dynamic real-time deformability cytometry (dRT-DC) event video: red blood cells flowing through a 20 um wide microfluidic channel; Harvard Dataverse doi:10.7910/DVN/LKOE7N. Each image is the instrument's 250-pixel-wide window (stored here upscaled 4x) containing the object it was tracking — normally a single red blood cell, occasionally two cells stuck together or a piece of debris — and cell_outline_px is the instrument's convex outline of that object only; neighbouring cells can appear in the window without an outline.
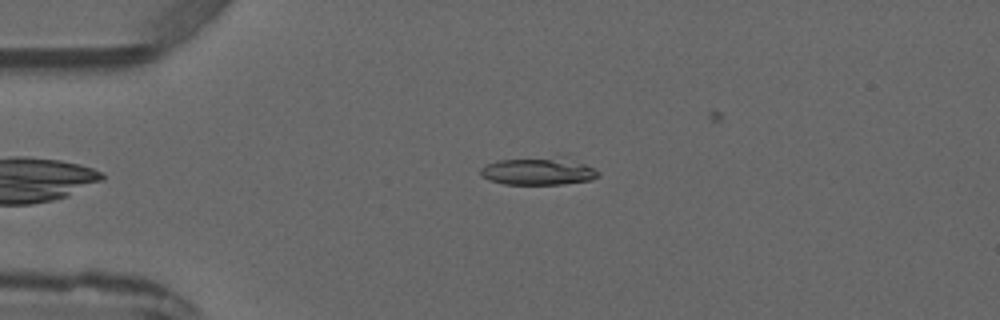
{"species": "common noctule bat (a hibernating species)", "species_latin": "Nyctalus noctula", "temperature_condition": "warm", "stored_images_in_passage": 3, "camera_frame_rate_fps": 3000, "um_per_image_px": 0.085, "animal": {"sex": "male", "forearm_length_mm": 52.5}, "frame": {"image": 1, "passage_image": 3, "time_ms": 2.333, "image_size_px": [1000, 320], "cell_outline_px": [[600, 176], [592, 180], [564, 184], [504, 184], [488, 180], [480, 176], [480, 168], [496, 160], [564, 156], [596, 168], [600, 172]], "centroid_in_image_um": [45.8, 14.55], "position_along_channel_um": 39.2, "area_um2": 19.25}}